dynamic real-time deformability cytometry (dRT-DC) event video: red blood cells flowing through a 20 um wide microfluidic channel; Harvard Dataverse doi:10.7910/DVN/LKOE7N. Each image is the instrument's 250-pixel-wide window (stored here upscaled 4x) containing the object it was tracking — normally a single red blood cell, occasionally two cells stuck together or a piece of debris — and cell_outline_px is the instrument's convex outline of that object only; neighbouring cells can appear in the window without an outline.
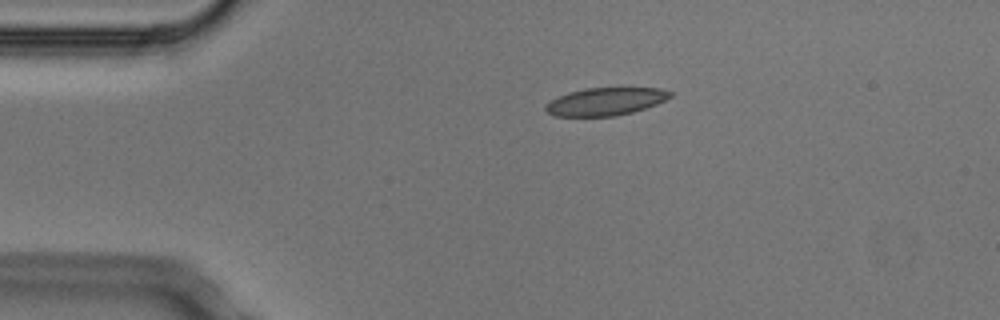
{"species": "Egyptian fruit bat (a non-hibernating species)", "species_latin": "Rousettus aegyptiacus", "temperature_condition": "cold", "stored_images_in_passage": 2, "camera_frame_rate_fps": 3000, "um_per_image_px": 0.085, "animal": {"sex": "male"}, "frame": {"image": 1, "passage_image": 1, "time_ms": 0.0, "image_size_px": [1000, 320], "cell_outline_px": [[672, 96], [656, 104], [632, 112], [616, 116], [556, 116], [548, 112], [544, 108], [544, 104], [568, 92], [584, 88], [660, 88], [672, 92]], "centroid_in_image_um": [51.46, 8.62], "position_along_channel_um": 33.5, "area_um2": 20.0}}